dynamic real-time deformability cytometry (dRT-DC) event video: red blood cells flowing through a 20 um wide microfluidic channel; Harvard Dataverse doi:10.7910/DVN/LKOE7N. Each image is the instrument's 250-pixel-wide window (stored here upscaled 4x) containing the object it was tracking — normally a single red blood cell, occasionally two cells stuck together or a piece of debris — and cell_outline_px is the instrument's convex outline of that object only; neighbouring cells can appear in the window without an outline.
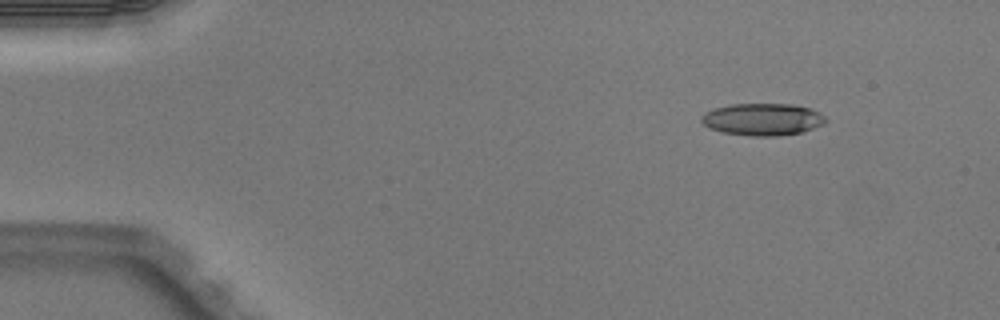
{"species": "Egyptian fruit bat (a non-hibernating species)", "species_latin": "Rousettus aegyptiacus", "temperature_condition": "warm", "stored_images_in_passage": 3, "camera_frame_rate_fps": 3000, "um_per_image_px": 0.085, "animal": {"sex": "male"}, "frame": {"image": 1, "passage_image": 1, "time_ms": 0.0, "image_size_px": [1000, 320], "cell_outline_px": [[828, 120], [824, 124], [800, 132], [776, 136], [752, 136], [724, 132], [708, 128], [700, 120], [700, 116], [704, 112], [728, 104], [792, 104], [812, 108], [820, 112]], "centroid_in_image_um": [64.82, 10.13], "position_along_channel_um": 20.2, "area_um2": 23.35}}